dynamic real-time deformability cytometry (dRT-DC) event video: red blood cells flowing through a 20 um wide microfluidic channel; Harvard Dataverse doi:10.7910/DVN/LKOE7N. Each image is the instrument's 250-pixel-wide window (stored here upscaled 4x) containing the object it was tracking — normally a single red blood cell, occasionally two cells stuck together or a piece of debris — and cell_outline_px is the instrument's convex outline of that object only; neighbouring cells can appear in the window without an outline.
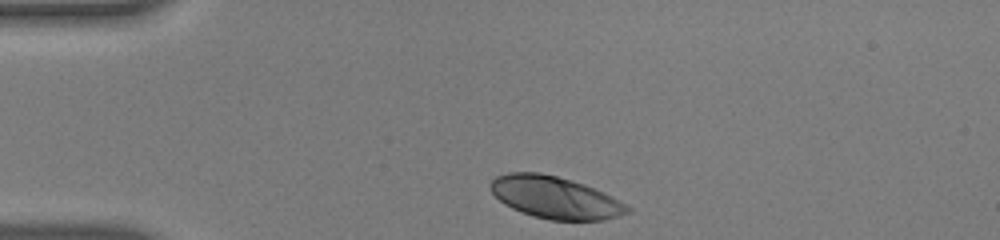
{"species": "human", "species_latin": "Homo sapiens", "temperature_condition": "warm", "stored_images_in_passage": 34, "camera_frame_rate_fps": 3000, "um_per_image_px": 0.085, "donor": {"sex": "male"}, "frame": {"image": 1, "passage_image": 1, "time_ms": 0.0, "image_size_px": [1000, 240], "cell_outline_px": [[632, 212], [604, 220], [548, 220], [532, 216], [520, 212], [504, 204], [488, 188], [488, 184], [496, 176], [508, 172], [540, 172], [556, 176], [584, 184], [632, 208]], "centroid_in_image_um": [47.12, 16.79], "position_along_channel_um": 37.9, "area_um2": 33.41}}
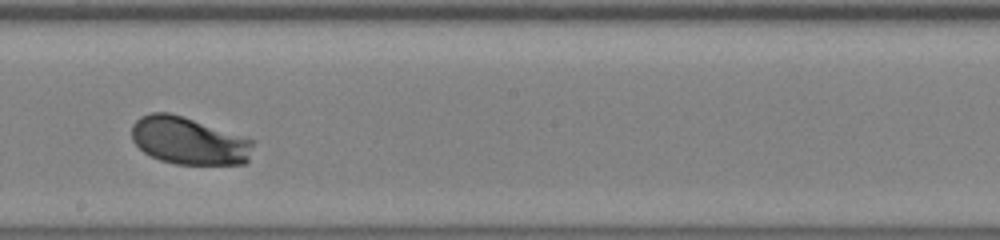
{"frame": {"image": 2, "passage_image": 20, "time_ms": 6.333, "image_size_px": [1000, 240], "cell_outline_px": [[252, 144], [248, 160], [244, 164], [176, 164], [160, 160], [144, 152], [132, 140], [132, 124], [140, 116], [152, 112], [168, 112], [184, 116], [252, 140]], "centroid_in_image_um": [15.99, 11.96], "position_along_channel_um": 232.2, "area_um2": 33.23}}
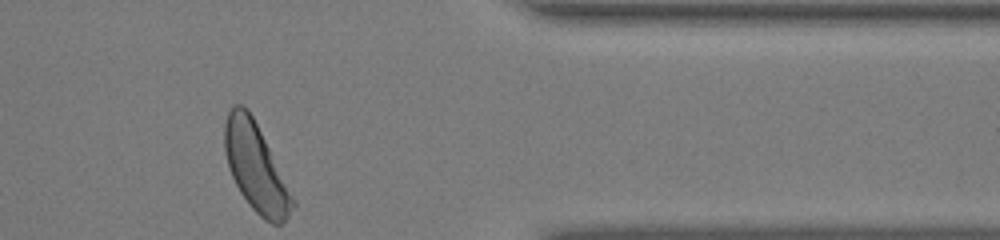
{"frame": {"image": 3, "passage_image": 34, "time_ms": 11.0, "image_size_px": [1000, 240], "cell_outline_px": [[296, 204], [288, 216], [280, 224], [272, 224], [264, 220], [248, 204], [240, 192], [228, 168], [224, 148], [224, 124], [228, 112], [232, 104], [240, 104], [248, 108], [296, 200]], "centroid_in_image_um": [21.73, 14.23], "position_along_channel_um": 389.7, "area_um2": 34.68}, "authors_computed_cell_mechanics": {"area_um2": 33.3217, "velocity_mm_per_s": 3.759, "shape_relaxation_time_tau1_ms": 1.2955, "shape_relaxation_time_tau2_ms": null, "deformation_change_tau1": 0.1263, "deformation_change_tau2": null}}